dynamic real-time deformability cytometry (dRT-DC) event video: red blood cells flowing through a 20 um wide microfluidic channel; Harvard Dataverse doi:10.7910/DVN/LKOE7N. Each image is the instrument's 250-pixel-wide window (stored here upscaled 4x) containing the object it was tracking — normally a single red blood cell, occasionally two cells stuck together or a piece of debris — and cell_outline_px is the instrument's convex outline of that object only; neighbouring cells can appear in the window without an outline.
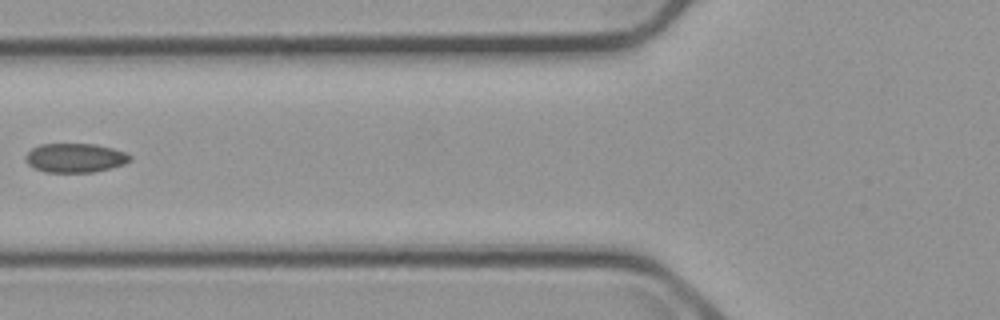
{"species": "common noctule bat (a hibernating species)", "species_latin": "Nyctalus noctula", "temperature_condition": "cold", "stored_images_in_passage": 7, "camera_frame_rate_fps": 3000, "um_per_image_px": 0.085, "animal": {"sex": "male", "body_mass_g": 23.1, "forearm_length_mm": 52.7}, "frame": {"image": 1, "passage_image": 6, "time_ms": 6.0, "image_size_px": [1000, 320], "cell_outline_px": [[132, 160], [124, 164], [112, 168], [92, 172], [44, 172], [28, 164], [24, 156], [32, 148], [40, 144], [96, 144], [112, 148], [124, 152], [132, 156]], "centroid_in_image_um": [6.4, 13.42], "position_along_channel_um": 119.4, "area_um2": 17.74}}
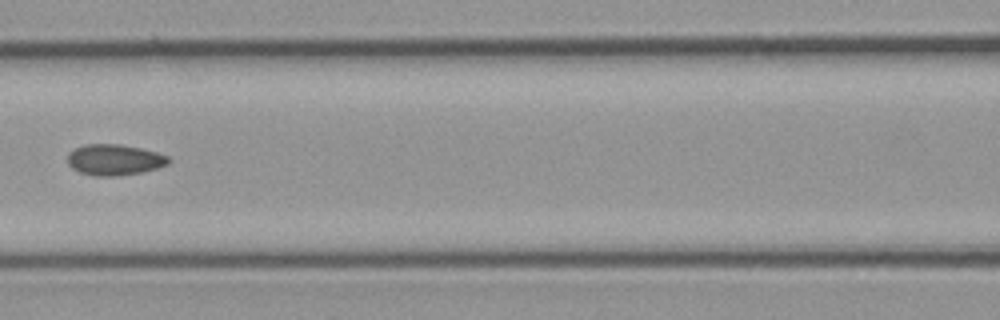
{"frame": {"image": 2, "passage_image": 7, "time_ms": 7.0, "image_size_px": [1000, 320], "cell_outline_px": [[172, 160], [168, 164], [156, 168], [140, 172], [112, 176], [92, 176], [80, 172], [72, 168], [68, 164], [68, 152], [84, 144], [120, 144], [140, 148], [156, 152], [168, 156]], "centroid_in_image_um": [9.71, 13.57], "position_along_channel_um": 156.9, "area_um2": 18.15}}